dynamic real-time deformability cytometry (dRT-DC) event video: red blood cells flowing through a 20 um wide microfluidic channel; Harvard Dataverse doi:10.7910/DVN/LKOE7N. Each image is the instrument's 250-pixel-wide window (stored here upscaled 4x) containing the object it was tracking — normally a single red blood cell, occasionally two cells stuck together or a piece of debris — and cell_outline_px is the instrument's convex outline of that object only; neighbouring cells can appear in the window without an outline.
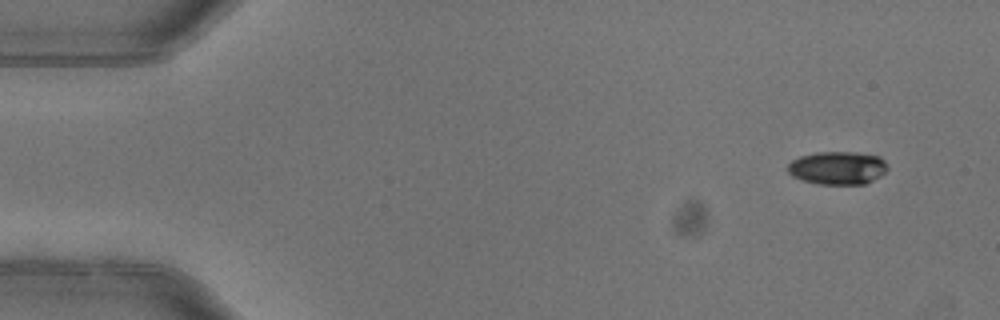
{"species": "common noctule bat (a hibernating species)", "species_latin": "Nyctalus noctula", "temperature_condition": "warm", "stored_images_in_passage": 5, "camera_frame_rate_fps": 3000, "um_per_image_px": 0.085, "animal": {"sex": "female"}, "frame": {"image": 1, "passage_image": 1, "time_ms": 0.0, "image_size_px": [1000, 320], "cell_outline_px": [[888, 168], [880, 176], [864, 184], [820, 184], [804, 180], [792, 176], [788, 172], [788, 164], [792, 160], [800, 156], [816, 152], [856, 152], [880, 156], [888, 164]], "centroid_in_image_um": [71.21, 14.26], "position_along_channel_um": 13.8, "area_um2": 19.25}}
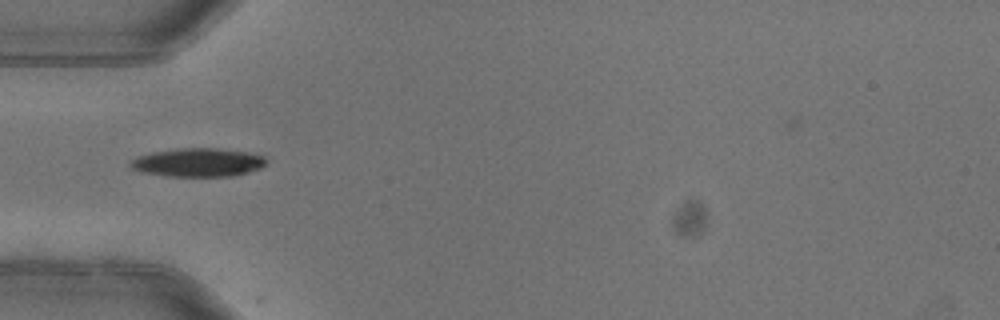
{"frame": {"image": 2, "passage_image": 4, "time_ms": 1.0, "image_size_px": [1000, 320], "cell_outline_px": [[264, 164], [260, 168], [228, 176], [168, 176], [140, 172], [132, 168], [128, 164], [136, 156], [152, 152], [180, 148], [220, 148], [244, 152], [264, 156]], "centroid_in_image_um": [16.74, 13.8], "position_along_channel_um": 68.3, "area_um2": 22.25}}
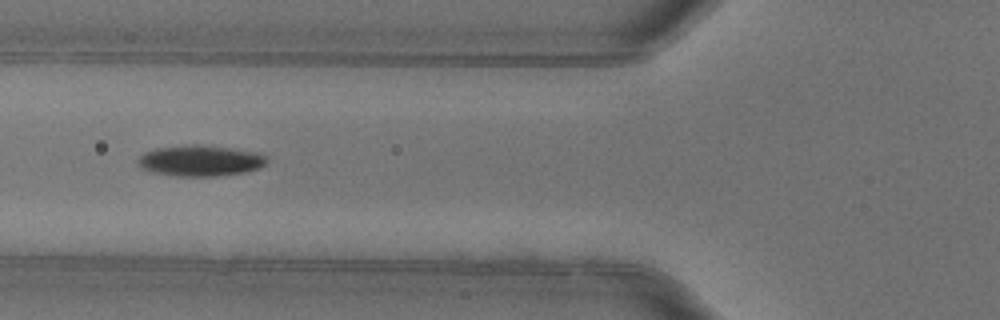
{"frame": {"image": 3, "passage_image": 5, "time_ms": 1.333, "image_size_px": [1000, 320], "cell_outline_px": [[268, 160], [260, 168], [244, 172], [216, 176], [176, 176], [156, 172], [140, 168], [136, 160], [144, 152], [156, 148], [192, 144], [200, 144], [232, 148], [260, 152], [268, 156]], "centroid_in_image_um": [17.05, 13.64], "position_along_channel_um": 108.7, "area_um2": 23.41}}